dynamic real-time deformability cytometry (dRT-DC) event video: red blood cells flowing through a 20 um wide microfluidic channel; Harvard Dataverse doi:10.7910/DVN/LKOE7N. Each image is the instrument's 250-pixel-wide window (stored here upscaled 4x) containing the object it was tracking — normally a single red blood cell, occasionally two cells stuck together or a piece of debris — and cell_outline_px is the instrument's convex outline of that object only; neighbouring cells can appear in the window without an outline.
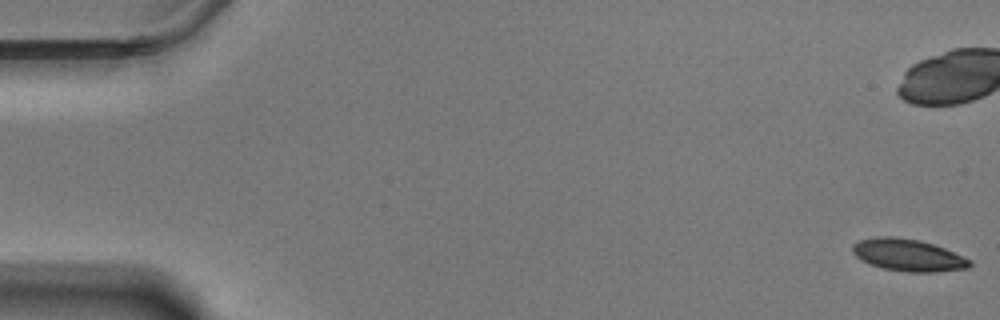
{"species": "Egyptian fruit bat (a non-hibernating species)", "species_latin": "Rousettus aegyptiacus", "temperature_condition": "warm", "stored_images_in_passage": 60, "camera_frame_rate_fps": 3000, "um_per_image_px": 0.085, "animal": {"sex": "male"}, "frame": {"image": 1, "passage_image": 1, "time_ms": 0.0, "image_size_px": [1000, 320], "cell_outline_px": [[972, 264], [968, 268], [936, 272], [908, 272], [884, 268], [872, 264], [856, 256], [852, 252], [852, 244], [860, 240], [876, 236], [896, 236], [920, 240], [944, 248], [972, 260]], "centroid_in_image_um": [77.2, 21.67], "position_along_channel_um": 7.8, "area_um2": 21.85}, "authors_computed_cell_mechanics": {"area_um2": 22.4264, "velocity_mm_per_s": 3.4785, "shape_relaxation_time_tau1_ms": 7.1602, "shape_relaxation_time_tau2_ms": 2.2414, "deformation_change_tau1": 0.1796, "deformation_change_tau2": 0.0747}}